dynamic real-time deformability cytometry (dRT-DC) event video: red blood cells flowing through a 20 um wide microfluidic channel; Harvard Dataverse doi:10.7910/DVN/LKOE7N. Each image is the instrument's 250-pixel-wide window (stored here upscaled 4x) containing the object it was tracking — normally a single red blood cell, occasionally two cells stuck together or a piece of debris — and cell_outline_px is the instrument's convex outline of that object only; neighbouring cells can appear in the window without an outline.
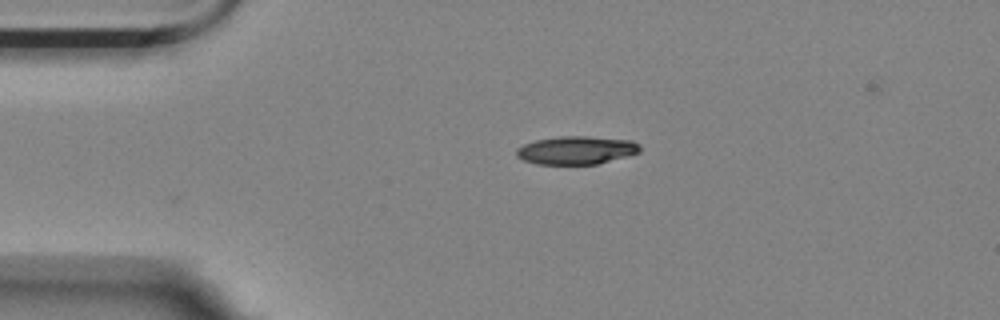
{"species": "Egyptian fruit bat (a non-hibernating species)", "species_latin": "Rousettus aegyptiacus", "temperature_condition": "room temperature", "stored_images_in_passage": 33, "camera_frame_rate_fps": 3000, "um_per_image_px": 0.085, "animal": {"sex": "female"}, "frame": {"image": 1, "passage_image": 1, "time_ms": 0.0, "image_size_px": [1000, 320], "cell_outline_px": [[640, 152], [596, 164], [536, 164], [524, 160], [516, 156], [516, 148], [524, 144], [536, 140], [560, 136], [588, 136], [632, 140], [640, 144]], "centroid_in_image_um": [48.98, 12.76], "position_along_channel_um": 36.0, "area_um2": 20.23}}
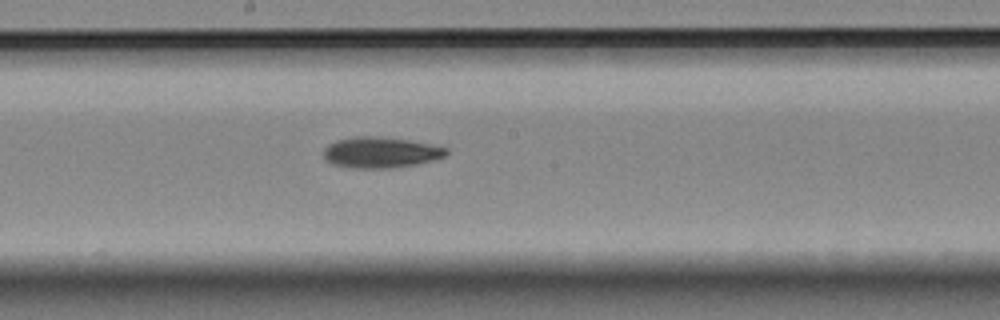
{"frame": {"image": 2, "passage_image": 19, "time_ms": 6.0, "image_size_px": [1000, 320], "cell_outline_px": [[448, 152], [444, 156], [432, 160], [416, 164], [392, 168], [348, 168], [332, 164], [324, 160], [324, 148], [328, 144], [336, 140], [356, 136], [372, 136], [408, 140], [448, 148]], "centroid_in_image_um": [32.29, 12.96], "position_along_channel_um": 215.9, "area_um2": 22.02}}
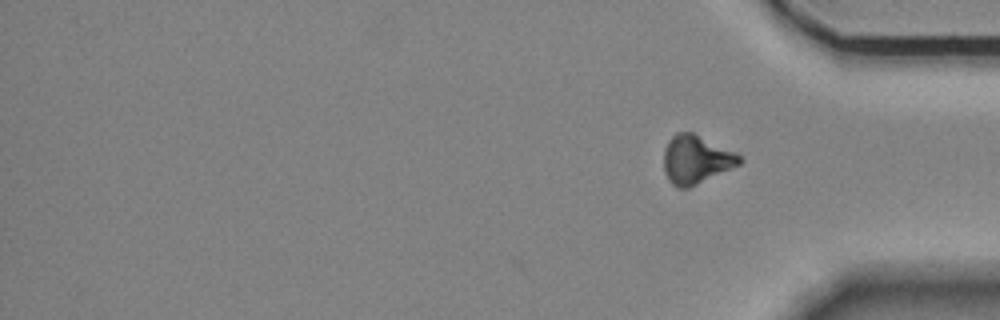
{"frame": {"image": 3, "passage_image": 33, "time_ms": 10.667, "image_size_px": [1000, 320], "cell_outline_px": [[744, 160], [740, 164], [688, 188], [676, 188], [668, 180], [664, 172], [664, 148], [668, 140], [676, 132], [692, 132], [736, 152]], "centroid_in_image_um": [59.14, 13.55], "position_along_channel_um": 376.1, "area_um2": 21.39}, "authors_computed_cell_mechanics": {"area_um2": 21.2704, "velocity_mm_per_s": 3.535, "shape_relaxation_time_tau1_ms": 4.5971, "shape_relaxation_time_tau2_ms": 9.7658, "deformation_change_tau1": 0.1527, "deformation_change_tau2": 0.1899}}